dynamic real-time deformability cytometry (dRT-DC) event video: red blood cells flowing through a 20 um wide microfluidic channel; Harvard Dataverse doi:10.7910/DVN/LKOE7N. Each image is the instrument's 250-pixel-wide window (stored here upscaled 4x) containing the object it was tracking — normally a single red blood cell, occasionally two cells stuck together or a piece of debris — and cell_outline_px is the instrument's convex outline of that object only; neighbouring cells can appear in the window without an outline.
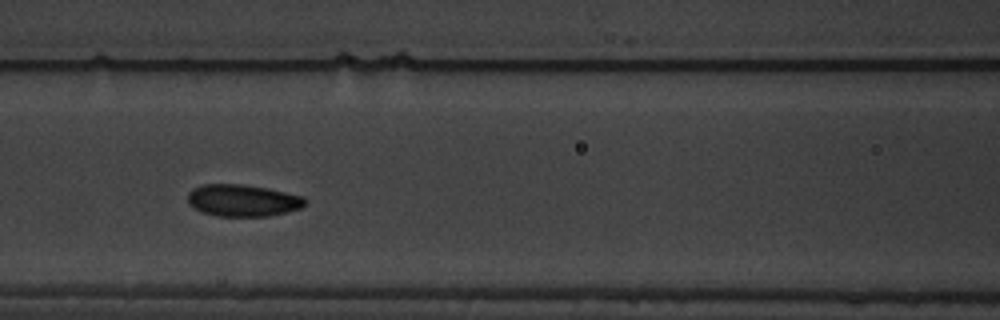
{"species": "common noctule bat (a hibernating species)", "species_latin": "Nyctalus noctula", "temperature_condition": "warm", "stored_images_in_passage": 8, "camera_frame_rate_fps": 3000, "um_per_image_px": 0.085, "animal": {"sex": "male", "body_mass_g": 19.5, "forearm_length_mm": 54.6}, "frame": {"image": 1, "passage_image": 5, "time_ms": 5.333, "image_size_px": [1000, 320], "cell_outline_px": [[308, 200], [300, 208], [288, 212], [268, 216], [216, 216], [200, 212], [188, 204], [188, 192], [192, 188], [204, 184], [244, 184], [268, 188], [304, 196]], "centroid_in_image_um": [20.62, 17.03], "position_along_channel_um": 146.0, "area_um2": 22.14}}